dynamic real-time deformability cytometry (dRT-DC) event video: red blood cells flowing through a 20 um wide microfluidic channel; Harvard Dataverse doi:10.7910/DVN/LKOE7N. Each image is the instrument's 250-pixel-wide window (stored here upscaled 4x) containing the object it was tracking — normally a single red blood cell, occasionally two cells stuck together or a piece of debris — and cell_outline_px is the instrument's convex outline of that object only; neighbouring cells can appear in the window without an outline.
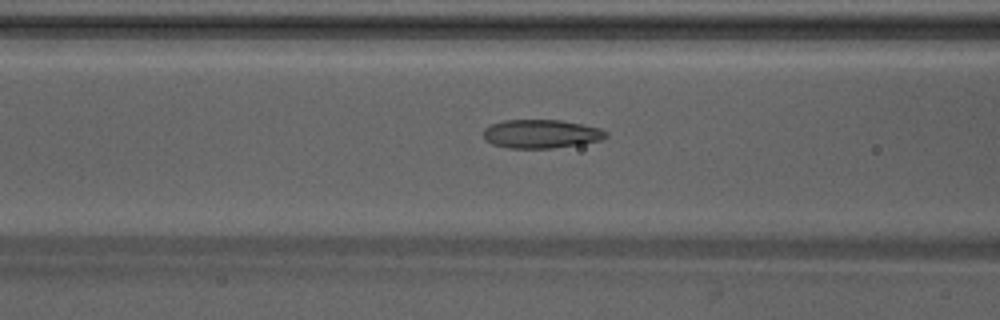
{"species": "Egyptian fruit bat (a non-hibernating species)", "species_latin": "Rousettus aegyptiacus", "temperature_condition": "warm", "stored_images_in_passage": 49, "camera_frame_rate_fps": 3000, "um_per_image_px": 0.085, "animal": {"sex": "male"}, "frame": {"image": 1, "passage_image": 20, "time_ms": 6.333, "image_size_px": [1000, 320], "cell_outline_px": [[608, 136], [600, 140], [580, 144], [552, 148], [508, 148], [492, 144], [484, 140], [484, 128], [492, 124], [504, 120], [560, 120], [600, 128], [608, 132]], "centroid_in_image_um": [45.98, 11.38], "position_along_channel_um": 120.6, "area_um2": 20.4}}
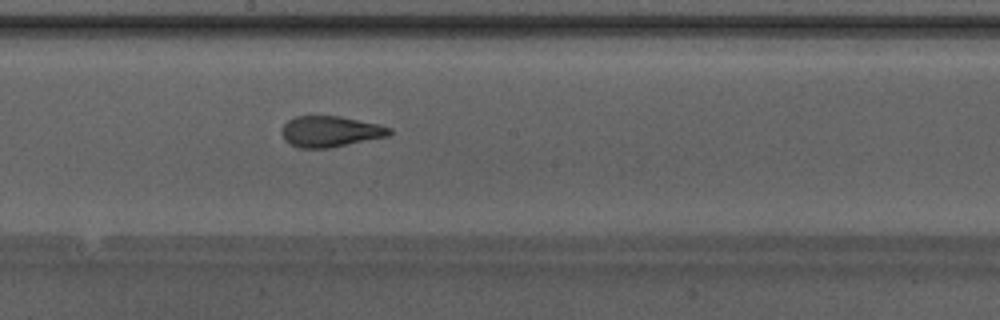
{"frame": {"image": 2, "passage_image": 27, "time_ms": 8.667, "image_size_px": [1000, 320], "cell_outline_px": [[392, 132], [388, 136], [328, 148], [300, 148], [284, 140], [280, 132], [280, 128], [288, 120], [296, 116], [340, 116], [380, 124], [392, 128]], "centroid_in_image_um": [28.06, 11.17], "position_along_channel_um": 220.1, "area_um2": 19.48}}
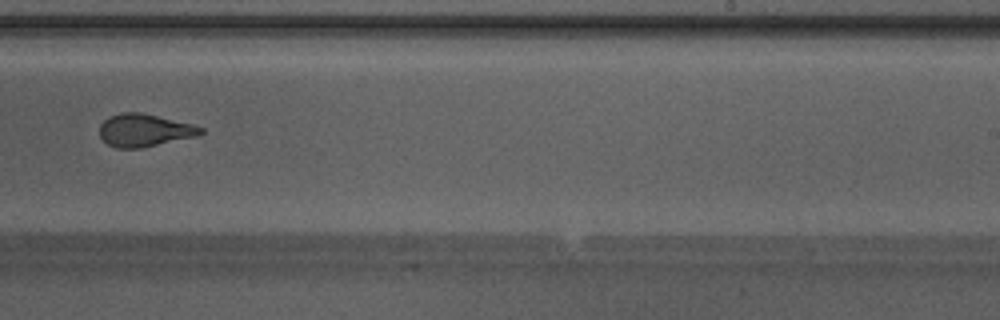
{"frame": {"image": 3, "passage_image": 31, "time_ms": 10.0, "image_size_px": [1000, 320], "cell_outline_px": [[204, 132], [192, 136], [140, 148], [116, 148], [108, 144], [100, 136], [100, 124], [108, 116], [120, 112], [140, 112], [192, 124], [204, 128]], "centroid_in_image_um": [12.21, 11.05], "position_along_channel_um": 276.8, "area_um2": 18.9}, "authors_computed_cell_mechanics": {"area_um2": 20.1722, "velocity_mm_per_s": 4.2603, "shape_relaxation_time_tau1_ms": 7.9097, "shape_relaxation_time_tau2_ms": 1.3354, "deformation_change_tau1": 0.2473, "deformation_change_tau2": 0.0966}}